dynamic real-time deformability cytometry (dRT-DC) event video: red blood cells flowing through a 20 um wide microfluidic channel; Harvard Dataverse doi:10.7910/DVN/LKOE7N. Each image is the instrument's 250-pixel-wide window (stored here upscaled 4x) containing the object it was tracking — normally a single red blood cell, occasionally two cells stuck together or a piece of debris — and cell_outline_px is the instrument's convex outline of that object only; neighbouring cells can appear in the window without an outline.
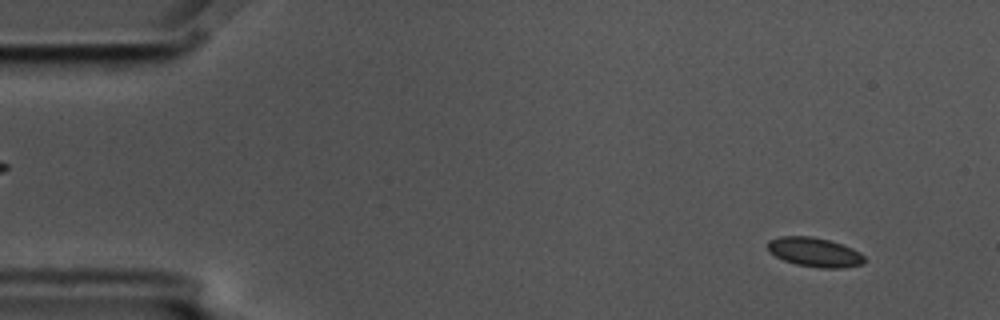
{"species": "common noctule bat (a hibernating species)", "species_latin": "Nyctalus noctula", "temperature_condition": "cold", "stored_images_in_passage": 6, "camera_frame_rate_fps": 3000, "um_per_image_px": 0.085, "animal": {"sex": "male", "body_mass_g": 17.5, "forearm_length_mm": 52.3}, "frame": {"image": 1, "passage_image": 1, "time_ms": 0.0, "image_size_px": [1000, 320], "cell_outline_px": [[864, 264], [840, 268], [820, 268], [796, 264], [784, 260], [776, 256], [768, 248], [768, 240], [780, 236], [812, 236], [828, 240], [852, 248], [860, 252], [864, 256]], "centroid_in_image_um": [69.25, 21.43], "position_along_channel_um": 15.7, "area_um2": 16.36}}
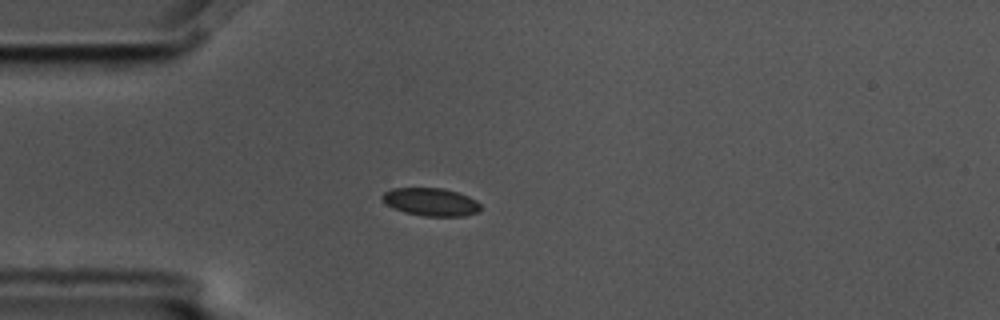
{"frame": {"image": 2, "passage_image": 4, "time_ms": 1.0, "image_size_px": [1000, 320], "cell_outline_px": [[480, 212], [464, 216], [424, 216], [404, 212], [388, 204], [380, 196], [384, 192], [392, 188], [440, 188], [456, 192], [468, 196], [476, 200], [480, 204]], "centroid_in_image_um": [36.65, 17.16], "position_along_channel_um": 48.4, "area_um2": 15.84}}